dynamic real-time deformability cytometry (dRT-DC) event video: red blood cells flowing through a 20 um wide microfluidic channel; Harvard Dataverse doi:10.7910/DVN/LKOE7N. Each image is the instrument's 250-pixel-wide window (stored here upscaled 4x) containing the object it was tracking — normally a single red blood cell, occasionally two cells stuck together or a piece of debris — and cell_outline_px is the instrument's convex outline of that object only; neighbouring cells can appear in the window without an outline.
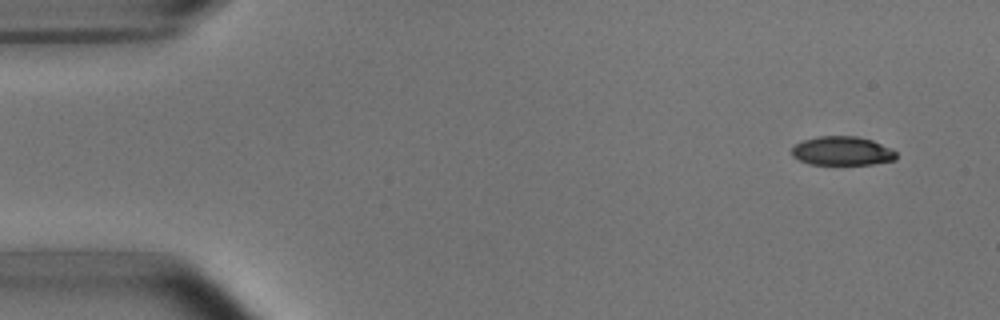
{"species": "common noctule bat (a hibernating species)", "species_latin": "Nyctalus noctula", "temperature_condition": "room temperature", "stored_images_in_passage": 4, "camera_frame_rate_fps": 3000, "um_per_image_px": 0.085, "animal": {"sex": "male", "body_mass_g": 15.6}, "frame": {"image": 1, "passage_image": 1, "time_ms": 0.0, "image_size_px": [1000, 320], "cell_outline_px": [[896, 160], [872, 164], [808, 164], [792, 156], [792, 148], [796, 144], [804, 140], [820, 136], [856, 136], [872, 140], [896, 152]], "centroid_in_image_um": [71.57, 12.83], "position_along_channel_um": 13.4, "area_um2": 17.4}}
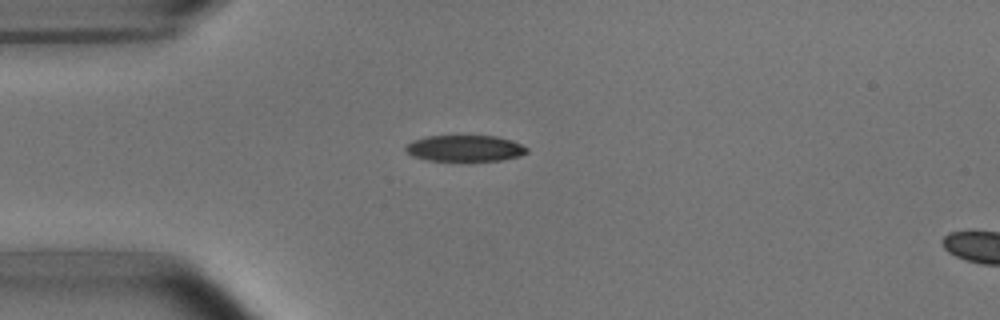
{"frame": {"image": 2, "passage_image": 3, "time_ms": 3.333, "image_size_px": [1000, 320], "cell_outline_px": [[528, 152], [520, 156], [500, 160], [428, 160], [412, 156], [404, 148], [412, 140], [428, 136], [496, 136], [512, 140], [528, 148]], "centroid_in_image_um": [39.53, 12.6], "position_along_channel_um": 45.5, "area_um2": 18.32}}